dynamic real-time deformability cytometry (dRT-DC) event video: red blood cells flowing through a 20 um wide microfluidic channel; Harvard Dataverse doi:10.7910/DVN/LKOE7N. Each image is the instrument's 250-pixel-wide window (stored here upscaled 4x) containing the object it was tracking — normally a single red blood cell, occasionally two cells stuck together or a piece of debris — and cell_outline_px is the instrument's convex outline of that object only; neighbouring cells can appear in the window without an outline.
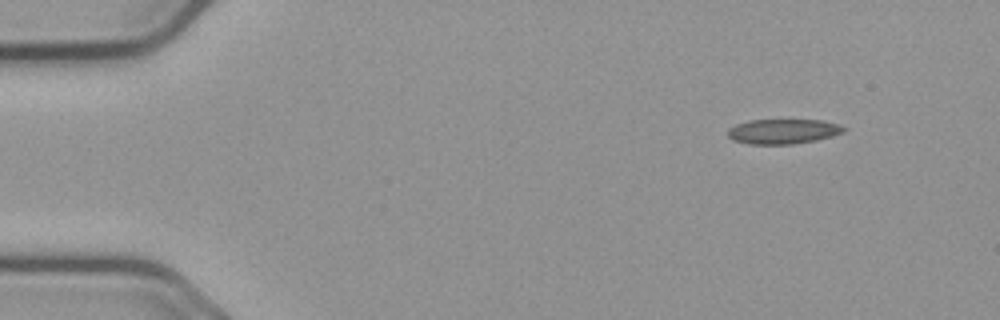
{"species": "common noctule bat (a hibernating species)", "species_latin": "Nyctalus noctula", "temperature_condition": "cold", "stored_images_in_passage": 11, "camera_frame_rate_fps": 3000, "um_per_image_px": 0.085, "animal": {"sex": "male", "body_mass_g": 23.1, "forearm_length_mm": 52.7}, "frame": {"image": 1, "passage_image": 11, "time_ms": 3.333, "image_size_px": [1000, 320], "cell_outline_px": [[848, 128], [844, 132], [832, 136], [816, 140], [792, 144], [748, 144], [732, 140], [728, 136], [728, 128], [736, 124], [748, 120], [820, 120], [840, 124]], "centroid_in_image_um": [66.56, 11.17], "position_along_channel_um": 18.4, "area_um2": 16.94}}